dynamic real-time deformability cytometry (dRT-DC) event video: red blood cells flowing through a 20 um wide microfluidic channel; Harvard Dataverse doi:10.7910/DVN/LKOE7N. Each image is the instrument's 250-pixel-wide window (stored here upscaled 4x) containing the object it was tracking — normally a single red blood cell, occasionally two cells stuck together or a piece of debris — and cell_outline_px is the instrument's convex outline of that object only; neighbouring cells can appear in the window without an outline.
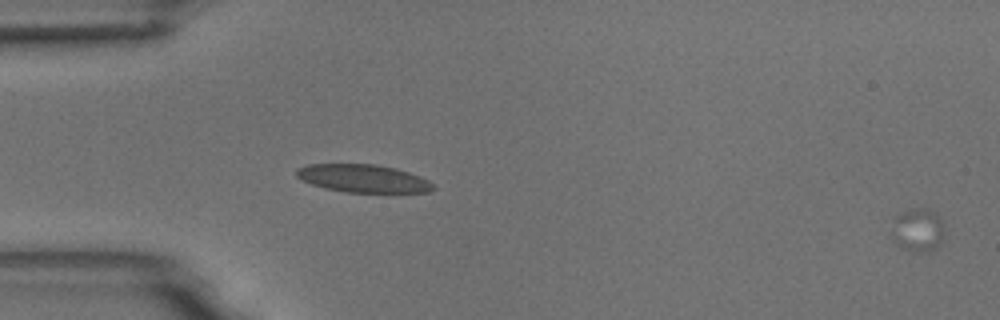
{"species": "common noctule bat (a hibernating species)", "species_latin": "Nyctalus noctula", "temperature_condition": "room temperature", "stored_images_in_passage": 4, "segment_of_instrument_passage": [2, 2], "camera_frame_rate_fps": 3000, "um_per_image_px": 0.085, "animal": {"sex": "male", "body_mass_g": 18.8}, "frame": {"image": 1, "passage_image": 4, "time_ms": 4.333, "image_size_px": [1000, 320], "cell_outline_px": [[944, 224], [940, 244], [932, 252], [916, 252], [900, 248], [896, 244], [892, 236], [892, 232], [896, 216], [912, 208], [928, 208]], "centroid_in_image_um": [78.01, 19.59], "position_along_channel_um": 7.0, "area_um2": 13.18}}